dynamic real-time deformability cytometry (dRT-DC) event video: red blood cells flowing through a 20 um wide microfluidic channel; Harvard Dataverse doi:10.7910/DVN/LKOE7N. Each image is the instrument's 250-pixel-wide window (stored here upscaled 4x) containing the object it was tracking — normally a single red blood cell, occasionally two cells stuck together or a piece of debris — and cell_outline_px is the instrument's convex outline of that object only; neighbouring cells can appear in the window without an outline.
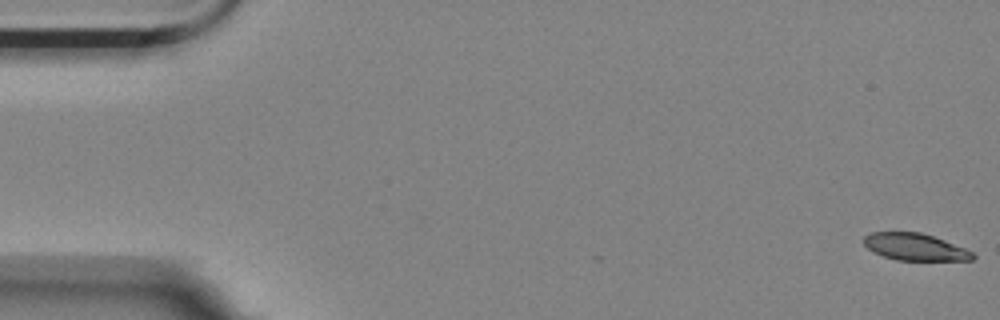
{"species": "Egyptian fruit bat (a non-hibernating species)", "species_latin": "Rousettus aegyptiacus", "temperature_condition": "room temperature", "stored_images_in_passage": 57, "camera_frame_rate_fps": 3000, "um_per_image_px": 0.085, "animal": {"sex": "female"}, "frame": {"image": 1, "passage_image": 1, "time_ms": 0.0, "image_size_px": [1000, 320], "cell_outline_px": [[976, 256], [972, 260], [896, 260], [872, 252], [864, 244], [864, 236], [872, 232], [920, 232], [944, 240], [964, 248], [972, 252]], "centroid_in_image_um": [77.75, 20.99], "position_along_channel_um": 7.2, "area_um2": 16.99}}
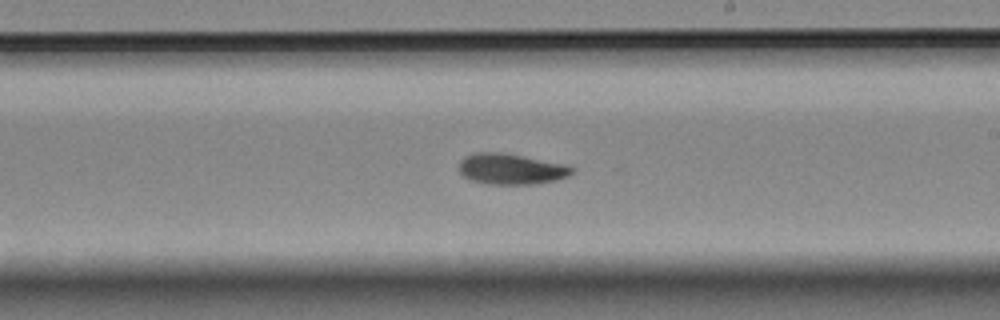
{"frame": {"image": 2, "passage_image": 33, "time_ms": 10.667, "image_size_px": [1000, 320], "cell_outline_px": [[572, 172], [568, 176], [556, 180], [532, 184], [488, 184], [472, 180], [464, 176], [460, 172], [460, 160], [464, 156], [476, 152], [500, 152], [568, 164], [572, 168]], "centroid_in_image_um": [43.44, 14.36], "position_along_channel_um": 245.6, "area_um2": 20.17}}
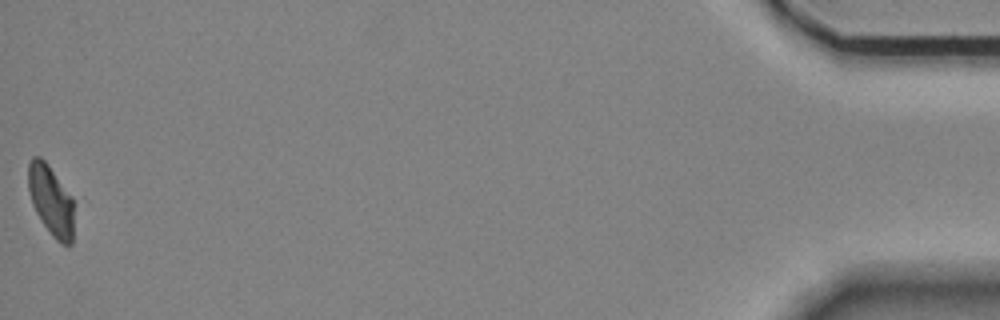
{"frame": {"image": 3, "passage_image": 57, "time_ms": 18.667, "image_size_px": [1000, 320], "cell_outline_px": [[72, 244], [68, 248], [60, 244], [52, 236], [36, 212], [32, 204], [28, 188], [28, 164], [32, 156], [40, 156], [48, 164], [72, 196]], "centroid_in_image_um": [4.32, 17.04], "position_along_channel_um": 430.9, "area_um2": 18.67}, "authors_computed_cell_mechanics": {"area_um2": 19.5942, "velocity_mm_per_s": 3.5152, "shape_relaxation_time_tau1_ms": 7.0367, "shape_relaxation_time_tau2_ms": 5.6766, "deformation_change_tau1": 0.1928, "deformation_change_tau2": 0.1128}}